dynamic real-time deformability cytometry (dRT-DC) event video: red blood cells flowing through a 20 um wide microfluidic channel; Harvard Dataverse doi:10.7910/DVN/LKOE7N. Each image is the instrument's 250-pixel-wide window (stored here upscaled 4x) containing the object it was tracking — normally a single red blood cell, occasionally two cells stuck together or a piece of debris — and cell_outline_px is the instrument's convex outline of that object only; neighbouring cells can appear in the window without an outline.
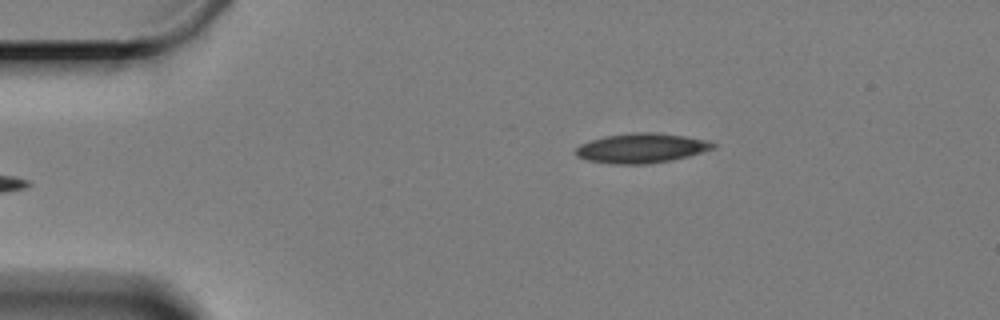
{"species": "Egyptian fruit bat (a non-hibernating species)", "species_latin": "Rousettus aegyptiacus", "temperature_condition": "cold", "stored_images_in_passage": 50, "camera_frame_rate_fps": 3000, "um_per_image_px": 0.085, "animal": {"sex": "female"}, "frame": {"image": 1, "passage_image": 1, "time_ms": 0.0, "image_size_px": [1000, 320], "cell_outline_px": [[716, 148], [688, 156], [672, 160], [648, 164], [612, 164], [588, 160], [576, 156], [576, 148], [580, 144], [604, 136], [632, 132], [652, 132], [684, 136], [708, 140], [716, 144]], "centroid_in_image_um": [54.53, 12.59], "position_along_channel_um": 30.5, "area_um2": 23.76}}
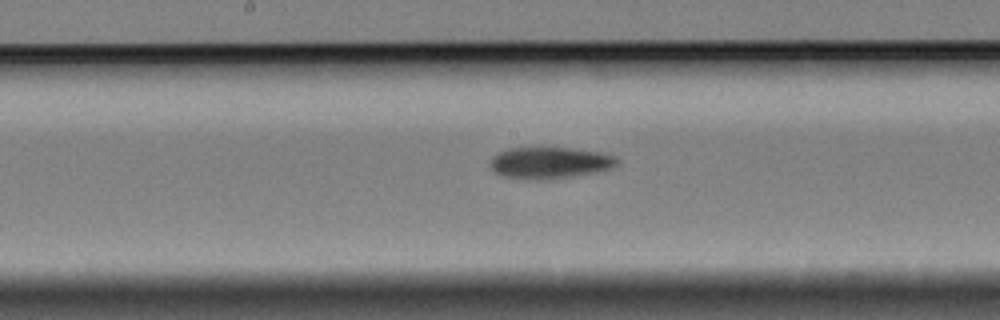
{"frame": {"image": 2, "passage_image": 21, "time_ms": 6.667, "image_size_px": [1000, 320], "cell_outline_px": [[620, 160], [612, 168], [596, 172], [572, 176], [540, 180], [504, 176], [496, 172], [488, 164], [492, 156], [508, 148], [540, 144], [572, 148], [600, 152], [616, 156]], "centroid_in_image_um": [46.72, 13.77], "position_along_channel_um": 201.5, "area_um2": 24.1}}
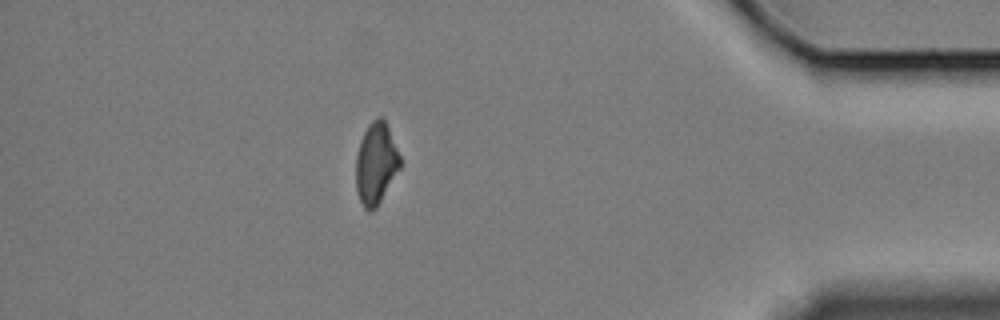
{"frame": {"image": 3, "passage_image": 43, "time_ms": 14.0, "image_size_px": [1000, 320], "cell_outline_px": [[400, 168], [376, 208], [364, 208], [360, 200], [356, 188], [356, 156], [360, 140], [368, 124], [376, 116], [380, 116], [384, 120], [388, 128], [400, 156]], "centroid_in_image_um": [31.94, 13.86], "position_along_channel_um": 403.3, "area_um2": 20.63}, "authors_computed_cell_mechanics": {"area_um2": 23.1778, "velocity_mm_per_s": 3.2988, "shape_relaxation_time_tau1_ms": 5.1553, "shape_relaxation_time_tau2_ms": null, "deformation_change_tau1": 0.1186, "deformation_change_tau2": null}}